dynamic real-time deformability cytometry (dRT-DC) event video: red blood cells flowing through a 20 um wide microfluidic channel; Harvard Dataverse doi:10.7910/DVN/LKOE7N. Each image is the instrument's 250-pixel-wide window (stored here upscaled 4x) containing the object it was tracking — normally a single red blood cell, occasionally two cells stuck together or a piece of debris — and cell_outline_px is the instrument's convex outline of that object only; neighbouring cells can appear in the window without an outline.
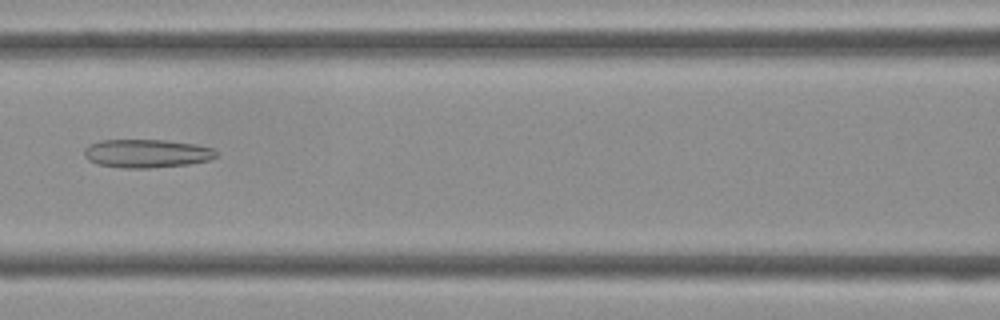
{"species": "Egyptian fruit bat (a non-hibernating species)", "species_latin": "Rousettus aegyptiacus", "temperature_condition": "cold", "stored_images_in_passage": 44, "camera_frame_rate_fps": 3000, "um_per_image_px": 0.085, "frame": {"image": 1, "passage_image": 19, "time_ms": 6.0, "image_size_px": [1000, 320], "cell_outline_px": [[216, 156], [208, 160], [188, 164], [148, 168], [124, 168], [96, 164], [88, 160], [84, 156], [84, 148], [88, 144], [100, 140], [168, 140], [196, 144], [212, 148], [216, 152]], "centroid_in_image_um": [12.42, 13.04], "position_along_channel_um": 154.2, "area_um2": 21.91}}
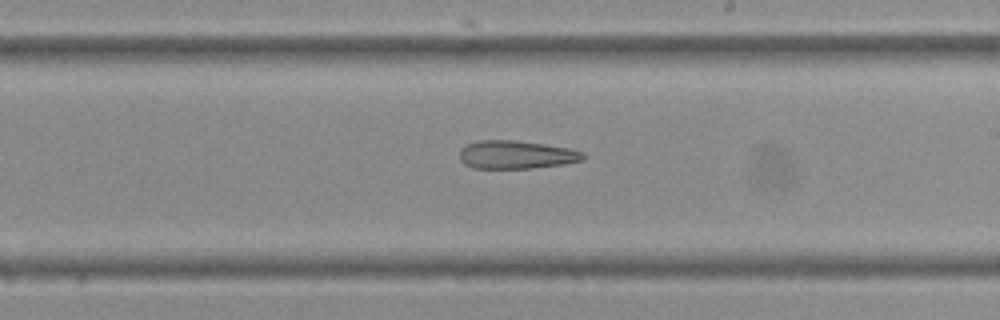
{"frame": {"image": 2, "passage_image": 25, "time_ms": 8.0, "image_size_px": [1000, 320], "cell_outline_px": [[584, 160], [564, 164], [532, 168], [472, 168], [464, 164], [460, 160], [460, 148], [468, 144], [480, 140], [512, 140], [544, 144], [568, 148], [584, 152]], "centroid_in_image_um": [43.87, 13.15], "position_along_channel_um": 245.1, "area_um2": 20.29}}
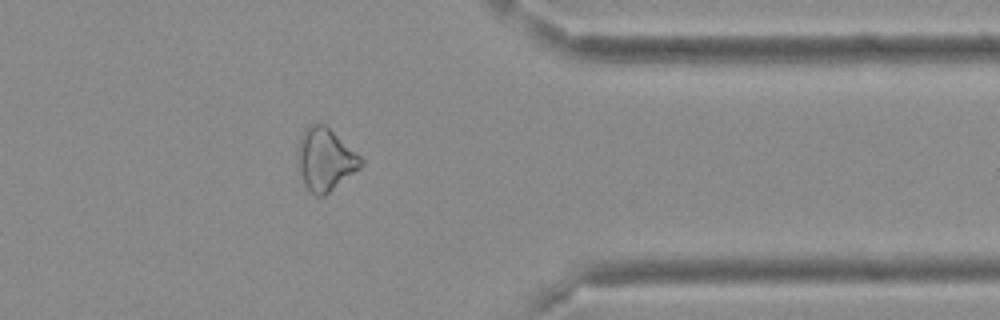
{"frame": {"image": 3, "passage_image": 35, "time_ms": 11.333, "image_size_px": [1000, 320], "cell_outline_px": [[364, 164], [360, 168], [324, 196], [316, 196], [304, 184], [296, 164], [296, 152], [300, 136], [304, 128], [312, 124], [324, 124], [360, 156], [364, 160]], "centroid_in_image_um": [27.6, 13.55], "position_along_channel_um": 383.8, "area_um2": 23.0}}